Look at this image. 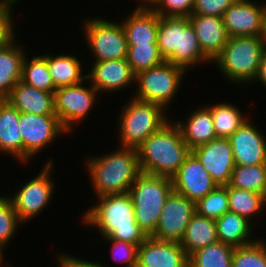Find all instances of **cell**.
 <instances>
[{
    "mask_svg": "<svg viewBox=\"0 0 266 267\" xmlns=\"http://www.w3.org/2000/svg\"><path fill=\"white\" fill-rule=\"evenodd\" d=\"M229 211L253 220L266 206V197L258 192L237 189L228 184ZM254 216V217H253Z\"/></svg>",
    "mask_w": 266,
    "mask_h": 267,
    "instance_id": "cell-30",
    "label": "cell"
},
{
    "mask_svg": "<svg viewBox=\"0 0 266 267\" xmlns=\"http://www.w3.org/2000/svg\"><path fill=\"white\" fill-rule=\"evenodd\" d=\"M126 59L135 74L165 61L157 44L128 45Z\"/></svg>",
    "mask_w": 266,
    "mask_h": 267,
    "instance_id": "cell-35",
    "label": "cell"
},
{
    "mask_svg": "<svg viewBox=\"0 0 266 267\" xmlns=\"http://www.w3.org/2000/svg\"><path fill=\"white\" fill-rule=\"evenodd\" d=\"M189 22L198 37L202 52L213 60L224 49L229 36L223 18L209 15H191Z\"/></svg>",
    "mask_w": 266,
    "mask_h": 267,
    "instance_id": "cell-19",
    "label": "cell"
},
{
    "mask_svg": "<svg viewBox=\"0 0 266 267\" xmlns=\"http://www.w3.org/2000/svg\"><path fill=\"white\" fill-rule=\"evenodd\" d=\"M117 119L119 146L137 149L149 136L169 121L165 109L156 103L131 97Z\"/></svg>",
    "mask_w": 266,
    "mask_h": 267,
    "instance_id": "cell-5",
    "label": "cell"
},
{
    "mask_svg": "<svg viewBox=\"0 0 266 267\" xmlns=\"http://www.w3.org/2000/svg\"><path fill=\"white\" fill-rule=\"evenodd\" d=\"M191 152L218 185L225 186L230 183L235 162L228 138H216L192 149Z\"/></svg>",
    "mask_w": 266,
    "mask_h": 267,
    "instance_id": "cell-14",
    "label": "cell"
},
{
    "mask_svg": "<svg viewBox=\"0 0 266 267\" xmlns=\"http://www.w3.org/2000/svg\"><path fill=\"white\" fill-rule=\"evenodd\" d=\"M77 58L68 54H47V67L56 88L77 85L86 80L83 65Z\"/></svg>",
    "mask_w": 266,
    "mask_h": 267,
    "instance_id": "cell-27",
    "label": "cell"
},
{
    "mask_svg": "<svg viewBox=\"0 0 266 267\" xmlns=\"http://www.w3.org/2000/svg\"><path fill=\"white\" fill-rule=\"evenodd\" d=\"M217 241L215 219L195 213L187 225L180 244L186 251V254L190 256L198 249L204 248Z\"/></svg>",
    "mask_w": 266,
    "mask_h": 267,
    "instance_id": "cell-28",
    "label": "cell"
},
{
    "mask_svg": "<svg viewBox=\"0 0 266 267\" xmlns=\"http://www.w3.org/2000/svg\"><path fill=\"white\" fill-rule=\"evenodd\" d=\"M24 58L22 65L21 81L45 92L54 93L57 89L54 86L47 67V54L33 56L31 59Z\"/></svg>",
    "mask_w": 266,
    "mask_h": 267,
    "instance_id": "cell-31",
    "label": "cell"
},
{
    "mask_svg": "<svg viewBox=\"0 0 266 267\" xmlns=\"http://www.w3.org/2000/svg\"><path fill=\"white\" fill-rule=\"evenodd\" d=\"M85 164L96 197L129 192L142 173L134 148L119 146L108 154L89 156Z\"/></svg>",
    "mask_w": 266,
    "mask_h": 267,
    "instance_id": "cell-2",
    "label": "cell"
},
{
    "mask_svg": "<svg viewBox=\"0 0 266 267\" xmlns=\"http://www.w3.org/2000/svg\"><path fill=\"white\" fill-rule=\"evenodd\" d=\"M172 181L174 192L195 203L218 186L192 152L186 156Z\"/></svg>",
    "mask_w": 266,
    "mask_h": 267,
    "instance_id": "cell-15",
    "label": "cell"
},
{
    "mask_svg": "<svg viewBox=\"0 0 266 267\" xmlns=\"http://www.w3.org/2000/svg\"><path fill=\"white\" fill-rule=\"evenodd\" d=\"M196 213L212 219H217L229 211L228 185H218L202 199L195 203Z\"/></svg>",
    "mask_w": 266,
    "mask_h": 267,
    "instance_id": "cell-36",
    "label": "cell"
},
{
    "mask_svg": "<svg viewBox=\"0 0 266 267\" xmlns=\"http://www.w3.org/2000/svg\"><path fill=\"white\" fill-rule=\"evenodd\" d=\"M263 38H264V42L266 44V12H265V23H264V35H263Z\"/></svg>",
    "mask_w": 266,
    "mask_h": 267,
    "instance_id": "cell-46",
    "label": "cell"
},
{
    "mask_svg": "<svg viewBox=\"0 0 266 267\" xmlns=\"http://www.w3.org/2000/svg\"><path fill=\"white\" fill-rule=\"evenodd\" d=\"M190 152L175 120H169L137 148L142 173L171 179Z\"/></svg>",
    "mask_w": 266,
    "mask_h": 267,
    "instance_id": "cell-3",
    "label": "cell"
},
{
    "mask_svg": "<svg viewBox=\"0 0 266 267\" xmlns=\"http://www.w3.org/2000/svg\"><path fill=\"white\" fill-rule=\"evenodd\" d=\"M91 68L86 79L99 94L121 91L132 83L134 86L136 74L126 58L94 62Z\"/></svg>",
    "mask_w": 266,
    "mask_h": 267,
    "instance_id": "cell-17",
    "label": "cell"
},
{
    "mask_svg": "<svg viewBox=\"0 0 266 267\" xmlns=\"http://www.w3.org/2000/svg\"><path fill=\"white\" fill-rule=\"evenodd\" d=\"M86 81L87 79L77 85L59 87L54 92L55 114L68 134L75 126L74 123L78 124L87 118L99 95L89 81L87 87L83 86Z\"/></svg>",
    "mask_w": 266,
    "mask_h": 267,
    "instance_id": "cell-10",
    "label": "cell"
},
{
    "mask_svg": "<svg viewBox=\"0 0 266 267\" xmlns=\"http://www.w3.org/2000/svg\"><path fill=\"white\" fill-rule=\"evenodd\" d=\"M168 62L182 67L188 71L191 67L198 66L212 61L202 52L198 37L189 22V17H180V40L179 50H175L174 54L167 60Z\"/></svg>",
    "mask_w": 266,
    "mask_h": 267,
    "instance_id": "cell-24",
    "label": "cell"
},
{
    "mask_svg": "<svg viewBox=\"0 0 266 267\" xmlns=\"http://www.w3.org/2000/svg\"><path fill=\"white\" fill-rule=\"evenodd\" d=\"M235 0H195L191 15L223 17Z\"/></svg>",
    "mask_w": 266,
    "mask_h": 267,
    "instance_id": "cell-42",
    "label": "cell"
},
{
    "mask_svg": "<svg viewBox=\"0 0 266 267\" xmlns=\"http://www.w3.org/2000/svg\"><path fill=\"white\" fill-rule=\"evenodd\" d=\"M84 36L94 62L127 58V40L121 23L103 18L85 19Z\"/></svg>",
    "mask_w": 266,
    "mask_h": 267,
    "instance_id": "cell-8",
    "label": "cell"
},
{
    "mask_svg": "<svg viewBox=\"0 0 266 267\" xmlns=\"http://www.w3.org/2000/svg\"><path fill=\"white\" fill-rule=\"evenodd\" d=\"M210 108L217 138H229L245 121L246 118L236 105L220 102L207 105Z\"/></svg>",
    "mask_w": 266,
    "mask_h": 267,
    "instance_id": "cell-29",
    "label": "cell"
},
{
    "mask_svg": "<svg viewBox=\"0 0 266 267\" xmlns=\"http://www.w3.org/2000/svg\"><path fill=\"white\" fill-rule=\"evenodd\" d=\"M186 72L182 67L166 60L153 68L140 71L135 77L136 93L132 97L156 103L167 110L174 101L173 98L178 95Z\"/></svg>",
    "mask_w": 266,
    "mask_h": 267,
    "instance_id": "cell-7",
    "label": "cell"
},
{
    "mask_svg": "<svg viewBox=\"0 0 266 267\" xmlns=\"http://www.w3.org/2000/svg\"><path fill=\"white\" fill-rule=\"evenodd\" d=\"M217 238L222 243L233 247H240L255 242L252 239L253 222L234 212L228 211L215 219ZM253 225V226H252ZM252 226V227H251Z\"/></svg>",
    "mask_w": 266,
    "mask_h": 267,
    "instance_id": "cell-25",
    "label": "cell"
},
{
    "mask_svg": "<svg viewBox=\"0 0 266 267\" xmlns=\"http://www.w3.org/2000/svg\"><path fill=\"white\" fill-rule=\"evenodd\" d=\"M17 1L20 0H0V50L16 39L12 7Z\"/></svg>",
    "mask_w": 266,
    "mask_h": 267,
    "instance_id": "cell-40",
    "label": "cell"
},
{
    "mask_svg": "<svg viewBox=\"0 0 266 267\" xmlns=\"http://www.w3.org/2000/svg\"><path fill=\"white\" fill-rule=\"evenodd\" d=\"M58 264L60 267H104L102 262H92L90 260H84L70 256L69 254H57Z\"/></svg>",
    "mask_w": 266,
    "mask_h": 267,
    "instance_id": "cell-43",
    "label": "cell"
},
{
    "mask_svg": "<svg viewBox=\"0 0 266 267\" xmlns=\"http://www.w3.org/2000/svg\"><path fill=\"white\" fill-rule=\"evenodd\" d=\"M20 113L56 115L54 93L38 90L21 80L5 98Z\"/></svg>",
    "mask_w": 266,
    "mask_h": 267,
    "instance_id": "cell-21",
    "label": "cell"
},
{
    "mask_svg": "<svg viewBox=\"0 0 266 267\" xmlns=\"http://www.w3.org/2000/svg\"><path fill=\"white\" fill-rule=\"evenodd\" d=\"M175 123L179 126L183 140L190 150L217 138L211 111L207 105L189 114L186 121L177 119Z\"/></svg>",
    "mask_w": 266,
    "mask_h": 267,
    "instance_id": "cell-23",
    "label": "cell"
},
{
    "mask_svg": "<svg viewBox=\"0 0 266 267\" xmlns=\"http://www.w3.org/2000/svg\"><path fill=\"white\" fill-rule=\"evenodd\" d=\"M180 17H160L157 33V45L167 61L175 50H179Z\"/></svg>",
    "mask_w": 266,
    "mask_h": 267,
    "instance_id": "cell-34",
    "label": "cell"
},
{
    "mask_svg": "<svg viewBox=\"0 0 266 267\" xmlns=\"http://www.w3.org/2000/svg\"><path fill=\"white\" fill-rule=\"evenodd\" d=\"M149 2H150V0H141L140 4H146L147 5Z\"/></svg>",
    "mask_w": 266,
    "mask_h": 267,
    "instance_id": "cell-47",
    "label": "cell"
},
{
    "mask_svg": "<svg viewBox=\"0 0 266 267\" xmlns=\"http://www.w3.org/2000/svg\"><path fill=\"white\" fill-rule=\"evenodd\" d=\"M97 203L82 216V224L95 227L101 237H109L139 246L148 236L135 220L129 192L97 197Z\"/></svg>",
    "mask_w": 266,
    "mask_h": 267,
    "instance_id": "cell-1",
    "label": "cell"
},
{
    "mask_svg": "<svg viewBox=\"0 0 266 267\" xmlns=\"http://www.w3.org/2000/svg\"><path fill=\"white\" fill-rule=\"evenodd\" d=\"M235 247L217 241L189 256V267H232Z\"/></svg>",
    "mask_w": 266,
    "mask_h": 267,
    "instance_id": "cell-32",
    "label": "cell"
},
{
    "mask_svg": "<svg viewBox=\"0 0 266 267\" xmlns=\"http://www.w3.org/2000/svg\"><path fill=\"white\" fill-rule=\"evenodd\" d=\"M9 196H0V244L6 248L21 225Z\"/></svg>",
    "mask_w": 266,
    "mask_h": 267,
    "instance_id": "cell-38",
    "label": "cell"
},
{
    "mask_svg": "<svg viewBox=\"0 0 266 267\" xmlns=\"http://www.w3.org/2000/svg\"><path fill=\"white\" fill-rule=\"evenodd\" d=\"M229 185L258 192L266 197V164L235 165Z\"/></svg>",
    "mask_w": 266,
    "mask_h": 267,
    "instance_id": "cell-33",
    "label": "cell"
},
{
    "mask_svg": "<svg viewBox=\"0 0 266 267\" xmlns=\"http://www.w3.org/2000/svg\"><path fill=\"white\" fill-rule=\"evenodd\" d=\"M195 213V202L173 191L163 205L156 231L151 237L160 241L180 242Z\"/></svg>",
    "mask_w": 266,
    "mask_h": 267,
    "instance_id": "cell-12",
    "label": "cell"
},
{
    "mask_svg": "<svg viewBox=\"0 0 266 267\" xmlns=\"http://www.w3.org/2000/svg\"><path fill=\"white\" fill-rule=\"evenodd\" d=\"M18 45V46H17ZM16 39L0 50V99H5L21 80L22 65L26 56Z\"/></svg>",
    "mask_w": 266,
    "mask_h": 267,
    "instance_id": "cell-26",
    "label": "cell"
},
{
    "mask_svg": "<svg viewBox=\"0 0 266 267\" xmlns=\"http://www.w3.org/2000/svg\"><path fill=\"white\" fill-rule=\"evenodd\" d=\"M137 267H189V256L180 242L148 237L138 246Z\"/></svg>",
    "mask_w": 266,
    "mask_h": 267,
    "instance_id": "cell-18",
    "label": "cell"
},
{
    "mask_svg": "<svg viewBox=\"0 0 266 267\" xmlns=\"http://www.w3.org/2000/svg\"><path fill=\"white\" fill-rule=\"evenodd\" d=\"M174 191L169 177L141 173L132 184L135 220L148 237L156 231L166 199Z\"/></svg>",
    "mask_w": 266,
    "mask_h": 267,
    "instance_id": "cell-6",
    "label": "cell"
},
{
    "mask_svg": "<svg viewBox=\"0 0 266 267\" xmlns=\"http://www.w3.org/2000/svg\"><path fill=\"white\" fill-rule=\"evenodd\" d=\"M256 81L263 84L264 88L266 87V47L263 50L259 70H258L256 78L254 79V82H256Z\"/></svg>",
    "mask_w": 266,
    "mask_h": 267,
    "instance_id": "cell-44",
    "label": "cell"
},
{
    "mask_svg": "<svg viewBox=\"0 0 266 267\" xmlns=\"http://www.w3.org/2000/svg\"><path fill=\"white\" fill-rule=\"evenodd\" d=\"M228 139L235 165L266 164V136L251 120L245 121Z\"/></svg>",
    "mask_w": 266,
    "mask_h": 267,
    "instance_id": "cell-16",
    "label": "cell"
},
{
    "mask_svg": "<svg viewBox=\"0 0 266 267\" xmlns=\"http://www.w3.org/2000/svg\"><path fill=\"white\" fill-rule=\"evenodd\" d=\"M20 112L0 99V152L23 163V141L19 127Z\"/></svg>",
    "mask_w": 266,
    "mask_h": 267,
    "instance_id": "cell-22",
    "label": "cell"
},
{
    "mask_svg": "<svg viewBox=\"0 0 266 267\" xmlns=\"http://www.w3.org/2000/svg\"><path fill=\"white\" fill-rule=\"evenodd\" d=\"M19 127L23 141V162H29L56 137L68 133L57 115L20 113Z\"/></svg>",
    "mask_w": 266,
    "mask_h": 267,
    "instance_id": "cell-11",
    "label": "cell"
},
{
    "mask_svg": "<svg viewBox=\"0 0 266 267\" xmlns=\"http://www.w3.org/2000/svg\"><path fill=\"white\" fill-rule=\"evenodd\" d=\"M232 267H266V248L260 238L248 245L235 247Z\"/></svg>",
    "mask_w": 266,
    "mask_h": 267,
    "instance_id": "cell-37",
    "label": "cell"
},
{
    "mask_svg": "<svg viewBox=\"0 0 266 267\" xmlns=\"http://www.w3.org/2000/svg\"><path fill=\"white\" fill-rule=\"evenodd\" d=\"M53 166V160L49 158L46 164L44 163L43 170L36 177L27 183L25 181L20 189L13 192V196H9L22 224L40 215L51 202L55 188L54 181L50 176Z\"/></svg>",
    "mask_w": 266,
    "mask_h": 267,
    "instance_id": "cell-9",
    "label": "cell"
},
{
    "mask_svg": "<svg viewBox=\"0 0 266 267\" xmlns=\"http://www.w3.org/2000/svg\"><path fill=\"white\" fill-rule=\"evenodd\" d=\"M112 245V258L124 267H137L138 246L127 241L103 237Z\"/></svg>",
    "mask_w": 266,
    "mask_h": 267,
    "instance_id": "cell-41",
    "label": "cell"
},
{
    "mask_svg": "<svg viewBox=\"0 0 266 267\" xmlns=\"http://www.w3.org/2000/svg\"><path fill=\"white\" fill-rule=\"evenodd\" d=\"M4 247L0 244V263H2V264H4L3 263V256H4V254H3V251H4Z\"/></svg>",
    "mask_w": 266,
    "mask_h": 267,
    "instance_id": "cell-45",
    "label": "cell"
},
{
    "mask_svg": "<svg viewBox=\"0 0 266 267\" xmlns=\"http://www.w3.org/2000/svg\"><path fill=\"white\" fill-rule=\"evenodd\" d=\"M160 16L148 5L139 4L128 17L121 21L127 45L157 44Z\"/></svg>",
    "mask_w": 266,
    "mask_h": 267,
    "instance_id": "cell-20",
    "label": "cell"
},
{
    "mask_svg": "<svg viewBox=\"0 0 266 267\" xmlns=\"http://www.w3.org/2000/svg\"><path fill=\"white\" fill-rule=\"evenodd\" d=\"M260 241L263 243V245L265 246V248H266V239H260Z\"/></svg>",
    "mask_w": 266,
    "mask_h": 267,
    "instance_id": "cell-48",
    "label": "cell"
},
{
    "mask_svg": "<svg viewBox=\"0 0 266 267\" xmlns=\"http://www.w3.org/2000/svg\"><path fill=\"white\" fill-rule=\"evenodd\" d=\"M265 12L266 2L235 0L222 17L229 38L263 36Z\"/></svg>",
    "mask_w": 266,
    "mask_h": 267,
    "instance_id": "cell-13",
    "label": "cell"
},
{
    "mask_svg": "<svg viewBox=\"0 0 266 267\" xmlns=\"http://www.w3.org/2000/svg\"><path fill=\"white\" fill-rule=\"evenodd\" d=\"M195 0H150L147 4L160 17H189Z\"/></svg>",
    "mask_w": 266,
    "mask_h": 267,
    "instance_id": "cell-39",
    "label": "cell"
},
{
    "mask_svg": "<svg viewBox=\"0 0 266 267\" xmlns=\"http://www.w3.org/2000/svg\"><path fill=\"white\" fill-rule=\"evenodd\" d=\"M265 47L263 36L230 37L212 63L228 82L246 87L254 83Z\"/></svg>",
    "mask_w": 266,
    "mask_h": 267,
    "instance_id": "cell-4",
    "label": "cell"
}]
</instances>
